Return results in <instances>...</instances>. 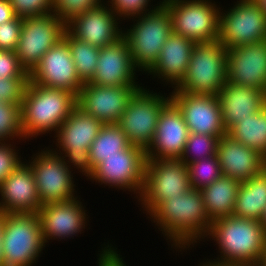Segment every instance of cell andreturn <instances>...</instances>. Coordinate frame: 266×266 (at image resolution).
Wrapping results in <instances>:
<instances>
[{
    "label": "cell",
    "instance_id": "1",
    "mask_svg": "<svg viewBox=\"0 0 266 266\" xmlns=\"http://www.w3.org/2000/svg\"><path fill=\"white\" fill-rule=\"evenodd\" d=\"M148 218L156 223L155 226L162 231L164 238L167 237L166 240L169 239L171 248L176 252L189 250L192 245L205 240L212 223L206 213L201 190L193 188L180 196L168 197Z\"/></svg>",
    "mask_w": 266,
    "mask_h": 266
},
{
    "label": "cell",
    "instance_id": "2",
    "mask_svg": "<svg viewBox=\"0 0 266 266\" xmlns=\"http://www.w3.org/2000/svg\"><path fill=\"white\" fill-rule=\"evenodd\" d=\"M218 245L220 255L207 259L219 266H257L266 252V234L259 220L233 215L218 218L211 223L206 236Z\"/></svg>",
    "mask_w": 266,
    "mask_h": 266
},
{
    "label": "cell",
    "instance_id": "3",
    "mask_svg": "<svg viewBox=\"0 0 266 266\" xmlns=\"http://www.w3.org/2000/svg\"><path fill=\"white\" fill-rule=\"evenodd\" d=\"M77 107V96L67 90L27 82L21 102V127L25 140L57 132Z\"/></svg>",
    "mask_w": 266,
    "mask_h": 266
},
{
    "label": "cell",
    "instance_id": "4",
    "mask_svg": "<svg viewBox=\"0 0 266 266\" xmlns=\"http://www.w3.org/2000/svg\"><path fill=\"white\" fill-rule=\"evenodd\" d=\"M131 19L136 22L123 31V37L128 42L135 67L146 74L172 33L168 8L161 3L155 10Z\"/></svg>",
    "mask_w": 266,
    "mask_h": 266
},
{
    "label": "cell",
    "instance_id": "5",
    "mask_svg": "<svg viewBox=\"0 0 266 266\" xmlns=\"http://www.w3.org/2000/svg\"><path fill=\"white\" fill-rule=\"evenodd\" d=\"M227 82V49L218 39L197 42L177 92L217 96Z\"/></svg>",
    "mask_w": 266,
    "mask_h": 266
},
{
    "label": "cell",
    "instance_id": "6",
    "mask_svg": "<svg viewBox=\"0 0 266 266\" xmlns=\"http://www.w3.org/2000/svg\"><path fill=\"white\" fill-rule=\"evenodd\" d=\"M102 126L97 118L76 107L55 133L57 147L52 150L59 152L71 171L74 167L89 179L93 172L89 150Z\"/></svg>",
    "mask_w": 266,
    "mask_h": 266
},
{
    "label": "cell",
    "instance_id": "7",
    "mask_svg": "<svg viewBox=\"0 0 266 266\" xmlns=\"http://www.w3.org/2000/svg\"><path fill=\"white\" fill-rule=\"evenodd\" d=\"M45 245L38 212L4 214V266L35 265Z\"/></svg>",
    "mask_w": 266,
    "mask_h": 266
},
{
    "label": "cell",
    "instance_id": "8",
    "mask_svg": "<svg viewBox=\"0 0 266 266\" xmlns=\"http://www.w3.org/2000/svg\"><path fill=\"white\" fill-rule=\"evenodd\" d=\"M191 188L187 165L181 159L146 160L139 205L149 216L168 197L180 196Z\"/></svg>",
    "mask_w": 266,
    "mask_h": 266
},
{
    "label": "cell",
    "instance_id": "9",
    "mask_svg": "<svg viewBox=\"0 0 266 266\" xmlns=\"http://www.w3.org/2000/svg\"><path fill=\"white\" fill-rule=\"evenodd\" d=\"M168 8L172 32L197 42L218 39L220 5L212 0H162Z\"/></svg>",
    "mask_w": 266,
    "mask_h": 266
},
{
    "label": "cell",
    "instance_id": "10",
    "mask_svg": "<svg viewBox=\"0 0 266 266\" xmlns=\"http://www.w3.org/2000/svg\"><path fill=\"white\" fill-rule=\"evenodd\" d=\"M149 90L144 86L139 89L117 122L130 144L145 151L154 139L162 108L171 100L165 92L163 94Z\"/></svg>",
    "mask_w": 266,
    "mask_h": 266
},
{
    "label": "cell",
    "instance_id": "11",
    "mask_svg": "<svg viewBox=\"0 0 266 266\" xmlns=\"http://www.w3.org/2000/svg\"><path fill=\"white\" fill-rule=\"evenodd\" d=\"M26 163L30 166L41 205L74 199V176L63 157L49 146L36 154Z\"/></svg>",
    "mask_w": 266,
    "mask_h": 266
},
{
    "label": "cell",
    "instance_id": "12",
    "mask_svg": "<svg viewBox=\"0 0 266 266\" xmlns=\"http://www.w3.org/2000/svg\"><path fill=\"white\" fill-rule=\"evenodd\" d=\"M146 152L144 149L130 145L118 151V155L103 158L89 177L90 181L104 184L109 188H118L136 194L139 199L144 185ZM139 196V197H138Z\"/></svg>",
    "mask_w": 266,
    "mask_h": 266
},
{
    "label": "cell",
    "instance_id": "13",
    "mask_svg": "<svg viewBox=\"0 0 266 266\" xmlns=\"http://www.w3.org/2000/svg\"><path fill=\"white\" fill-rule=\"evenodd\" d=\"M234 3L225 13L220 9V43L230 49L266 40V15L260 6L254 0H237Z\"/></svg>",
    "mask_w": 266,
    "mask_h": 266
},
{
    "label": "cell",
    "instance_id": "14",
    "mask_svg": "<svg viewBox=\"0 0 266 266\" xmlns=\"http://www.w3.org/2000/svg\"><path fill=\"white\" fill-rule=\"evenodd\" d=\"M65 30L66 24L53 12L23 19L15 52L28 74L38 65L41 57L63 39Z\"/></svg>",
    "mask_w": 266,
    "mask_h": 266
},
{
    "label": "cell",
    "instance_id": "15",
    "mask_svg": "<svg viewBox=\"0 0 266 266\" xmlns=\"http://www.w3.org/2000/svg\"><path fill=\"white\" fill-rule=\"evenodd\" d=\"M140 85L99 86L84 83L77 96V107L103 125L117 123Z\"/></svg>",
    "mask_w": 266,
    "mask_h": 266
},
{
    "label": "cell",
    "instance_id": "16",
    "mask_svg": "<svg viewBox=\"0 0 266 266\" xmlns=\"http://www.w3.org/2000/svg\"><path fill=\"white\" fill-rule=\"evenodd\" d=\"M169 95L180 109L189 133L212 135L220 138L227 135L217 96L177 92L175 89Z\"/></svg>",
    "mask_w": 266,
    "mask_h": 266
},
{
    "label": "cell",
    "instance_id": "17",
    "mask_svg": "<svg viewBox=\"0 0 266 266\" xmlns=\"http://www.w3.org/2000/svg\"><path fill=\"white\" fill-rule=\"evenodd\" d=\"M29 82L48 88L64 89L78 96L84 83L76 72L70 47L64 39L41 57L38 65L29 74Z\"/></svg>",
    "mask_w": 266,
    "mask_h": 266
},
{
    "label": "cell",
    "instance_id": "18",
    "mask_svg": "<svg viewBox=\"0 0 266 266\" xmlns=\"http://www.w3.org/2000/svg\"><path fill=\"white\" fill-rule=\"evenodd\" d=\"M120 19L106 1L99 6L73 17L66 23V30L75 38L102 48L123 37ZM120 27V28H119Z\"/></svg>",
    "mask_w": 266,
    "mask_h": 266
},
{
    "label": "cell",
    "instance_id": "19",
    "mask_svg": "<svg viewBox=\"0 0 266 266\" xmlns=\"http://www.w3.org/2000/svg\"><path fill=\"white\" fill-rule=\"evenodd\" d=\"M78 197L41 206L38 215L45 244L50 240L71 239L78 233H83L89 220H87L86 207Z\"/></svg>",
    "mask_w": 266,
    "mask_h": 266
},
{
    "label": "cell",
    "instance_id": "20",
    "mask_svg": "<svg viewBox=\"0 0 266 266\" xmlns=\"http://www.w3.org/2000/svg\"><path fill=\"white\" fill-rule=\"evenodd\" d=\"M188 135L180 109L170 100L159 115L154 139L145 151L146 159H180Z\"/></svg>",
    "mask_w": 266,
    "mask_h": 266
},
{
    "label": "cell",
    "instance_id": "21",
    "mask_svg": "<svg viewBox=\"0 0 266 266\" xmlns=\"http://www.w3.org/2000/svg\"><path fill=\"white\" fill-rule=\"evenodd\" d=\"M227 82L266 93V40L227 49Z\"/></svg>",
    "mask_w": 266,
    "mask_h": 266
},
{
    "label": "cell",
    "instance_id": "22",
    "mask_svg": "<svg viewBox=\"0 0 266 266\" xmlns=\"http://www.w3.org/2000/svg\"><path fill=\"white\" fill-rule=\"evenodd\" d=\"M127 40L122 37L99 50L95 74L89 83L99 86L139 85Z\"/></svg>",
    "mask_w": 266,
    "mask_h": 266
},
{
    "label": "cell",
    "instance_id": "23",
    "mask_svg": "<svg viewBox=\"0 0 266 266\" xmlns=\"http://www.w3.org/2000/svg\"><path fill=\"white\" fill-rule=\"evenodd\" d=\"M0 213H36L41 208L35 178L23 161L0 184Z\"/></svg>",
    "mask_w": 266,
    "mask_h": 266
},
{
    "label": "cell",
    "instance_id": "24",
    "mask_svg": "<svg viewBox=\"0 0 266 266\" xmlns=\"http://www.w3.org/2000/svg\"><path fill=\"white\" fill-rule=\"evenodd\" d=\"M217 157L222 175L239 182L260 174L266 168V157L260 152L234 141L230 136L220 138Z\"/></svg>",
    "mask_w": 266,
    "mask_h": 266
},
{
    "label": "cell",
    "instance_id": "25",
    "mask_svg": "<svg viewBox=\"0 0 266 266\" xmlns=\"http://www.w3.org/2000/svg\"><path fill=\"white\" fill-rule=\"evenodd\" d=\"M194 46L193 40L172 32L157 61L146 73L175 89L185 77Z\"/></svg>",
    "mask_w": 266,
    "mask_h": 266
},
{
    "label": "cell",
    "instance_id": "26",
    "mask_svg": "<svg viewBox=\"0 0 266 266\" xmlns=\"http://www.w3.org/2000/svg\"><path fill=\"white\" fill-rule=\"evenodd\" d=\"M222 121L228 132L240 119L259 112L266 105V93L260 89L226 82L217 95Z\"/></svg>",
    "mask_w": 266,
    "mask_h": 266
},
{
    "label": "cell",
    "instance_id": "27",
    "mask_svg": "<svg viewBox=\"0 0 266 266\" xmlns=\"http://www.w3.org/2000/svg\"><path fill=\"white\" fill-rule=\"evenodd\" d=\"M241 182L221 175L201 189L206 213L211 221L232 215Z\"/></svg>",
    "mask_w": 266,
    "mask_h": 266
},
{
    "label": "cell",
    "instance_id": "28",
    "mask_svg": "<svg viewBox=\"0 0 266 266\" xmlns=\"http://www.w3.org/2000/svg\"><path fill=\"white\" fill-rule=\"evenodd\" d=\"M266 208V168L241 182L237 192L233 216L260 220Z\"/></svg>",
    "mask_w": 266,
    "mask_h": 266
},
{
    "label": "cell",
    "instance_id": "29",
    "mask_svg": "<svg viewBox=\"0 0 266 266\" xmlns=\"http://www.w3.org/2000/svg\"><path fill=\"white\" fill-rule=\"evenodd\" d=\"M227 135L266 157V105L259 112L240 119Z\"/></svg>",
    "mask_w": 266,
    "mask_h": 266
},
{
    "label": "cell",
    "instance_id": "30",
    "mask_svg": "<svg viewBox=\"0 0 266 266\" xmlns=\"http://www.w3.org/2000/svg\"><path fill=\"white\" fill-rule=\"evenodd\" d=\"M130 145L127 135L117 123L104 124L89 150L93 169L103 162V158L118 155V151L125 150Z\"/></svg>",
    "mask_w": 266,
    "mask_h": 266
},
{
    "label": "cell",
    "instance_id": "31",
    "mask_svg": "<svg viewBox=\"0 0 266 266\" xmlns=\"http://www.w3.org/2000/svg\"><path fill=\"white\" fill-rule=\"evenodd\" d=\"M63 39L68 43L76 72L83 83L90 82L95 74L100 48L73 37L67 30Z\"/></svg>",
    "mask_w": 266,
    "mask_h": 266
},
{
    "label": "cell",
    "instance_id": "32",
    "mask_svg": "<svg viewBox=\"0 0 266 266\" xmlns=\"http://www.w3.org/2000/svg\"><path fill=\"white\" fill-rule=\"evenodd\" d=\"M186 165L190 184L193 189L201 190L222 175L217 154Z\"/></svg>",
    "mask_w": 266,
    "mask_h": 266
},
{
    "label": "cell",
    "instance_id": "33",
    "mask_svg": "<svg viewBox=\"0 0 266 266\" xmlns=\"http://www.w3.org/2000/svg\"><path fill=\"white\" fill-rule=\"evenodd\" d=\"M220 137L189 133L181 160L185 164L216 155Z\"/></svg>",
    "mask_w": 266,
    "mask_h": 266
},
{
    "label": "cell",
    "instance_id": "34",
    "mask_svg": "<svg viewBox=\"0 0 266 266\" xmlns=\"http://www.w3.org/2000/svg\"><path fill=\"white\" fill-rule=\"evenodd\" d=\"M23 140L21 104L0 102V141Z\"/></svg>",
    "mask_w": 266,
    "mask_h": 266
},
{
    "label": "cell",
    "instance_id": "35",
    "mask_svg": "<svg viewBox=\"0 0 266 266\" xmlns=\"http://www.w3.org/2000/svg\"><path fill=\"white\" fill-rule=\"evenodd\" d=\"M103 2L104 0H54L52 12L66 24L73 17L85 13Z\"/></svg>",
    "mask_w": 266,
    "mask_h": 266
},
{
    "label": "cell",
    "instance_id": "36",
    "mask_svg": "<svg viewBox=\"0 0 266 266\" xmlns=\"http://www.w3.org/2000/svg\"><path fill=\"white\" fill-rule=\"evenodd\" d=\"M150 2L151 0H108L106 4L119 19H122L120 21H123V19L128 20L130 18L129 20H131L135 16L144 15L149 11L155 10L162 3V1L157 2V6L155 4L151 8Z\"/></svg>",
    "mask_w": 266,
    "mask_h": 266
},
{
    "label": "cell",
    "instance_id": "37",
    "mask_svg": "<svg viewBox=\"0 0 266 266\" xmlns=\"http://www.w3.org/2000/svg\"><path fill=\"white\" fill-rule=\"evenodd\" d=\"M53 2L54 0H10L15 16L22 19L52 13Z\"/></svg>",
    "mask_w": 266,
    "mask_h": 266
},
{
    "label": "cell",
    "instance_id": "38",
    "mask_svg": "<svg viewBox=\"0 0 266 266\" xmlns=\"http://www.w3.org/2000/svg\"><path fill=\"white\" fill-rule=\"evenodd\" d=\"M10 143V144H9ZM14 142L0 141V184L12 173L21 163L19 150L16 151Z\"/></svg>",
    "mask_w": 266,
    "mask_h": 266
},
{
    "label": "cell",
    "instance_id": "39",
    "mask_svg": "<svg viewBox=\"0 0 266 266\" xmlns=\"http://www.w3.org/2000/svg\"><path fill=\"white\" fill-rule=\"evenodd\" d=\"M29 78L0 79V102L21 104Z\"/></svg>",
    "mask_w": 266,
    "mask_h": 266
},
{
    "label": "cell",
    "instance_id": "40",
    "mask_svg": "<svg viewBox=\"0 0 266 266\" xmlns=\"http://www.w3.org/2000/svg\"><path fill=\"white\" fill-rule=\"evenodd\" d=\"M29 78L15 51L0 49V79Z\"/></svg>",
    "mask_w": 266,
    "mask_h": 266
},
{
    "label": "cell",
    "instance_id": "41",
    "mask_svg": "<svg viewBox=\"0 0 266 266\" xmlns=\"http://www.w3.org/2000/svg\"><path fill=\"white\" fill-rule=\"evenodd\" d=\"M22 18L14 17L12 20L0 25V49L15 51L18 46L22 28Z\"/></svg>",
    "mask_w": 266,
    "mask_h": 266
},
{
    "label": "cell",
    "instance_id": "42",
    "mask_svg": "<svg viewBox=\"0 0 266 266\" xmlns=\"http://www.w3.org/2000/svg\"><path fill=\"white\" fill-rule=\"evenodd\" d=\"M101 250L98 254V266H127L121 257L122 255L118 254L117 248L113 245L104 243Z\"/></svg>",
    "mask_w": 266,
    "mask_h": 266
},
{
    "label": "cell",
    "instance_id": "43",
    "mask_svg": "<svg viewBox=\"0 0 266 266\" xmlns=\"http://www.w3.org/2000/svg\"><path fill=\"white\" fill-rule=\"evenodd\" d=\"M15 17L10 0H0V25Z\"/></svg>",
    "mask_w": 266,
    "mask_h": 266
},
{
    "label": "cell",
    "instance_id": "44",
    "mask_svg": "<svg viewBox=\"0 0 266 266\" xmlns=\"http://www.w3.org/2000/svg\"><path fill=\"white\" fill-rule=\"evenodd\" d=\"M3 229H4V213H0V266H4L3 255H2Z\"/></svg>",
    "mask_w": 266,
    "mask_h": 266
},
{
    "label": "cell",
    "instance_id": "45",
    "mask_svg": "<svg viewBox=\"0 0 266 266\" xmlns=\"http://www.w3.org/2000/svg\"><path fill=\"white\" fill-rule=\"evenodd\" d=\"M259 221H260V224L262 225L263 230L266 234V208H265V211L263 212V215Z\"/></svg>",
    "mask_w": 266,
    "mask_h": 266
},
{
    "label": "cell",
    "instance_id": "46",
    "mask_svg": "<svg viewBox=\"0 0 266 266\" xmlns=\"http://www.w3.org/2000/svg\"><path fill=\"white\" fill-rule=\"evenodd\" d=\"M266 15V0H254Z\"/></svg>",
    "mask_w": 266,
    "mask_h": 266
},
{
    "label": "cell",
    "instance_id": "47",
    "mask_svg": "<svg viewBox=\"0 0 266 266\" xmlns=\"http://www.w3.org/2000/svg\"><path fill=\"white\" fill-rule=\"evenodd\" d=\"M257 266H266V252L263 255V257L260 259V261L258 262Z\"/></svg>",
    "mask_w": 266,
    "mask_h": 266
},
{
    "label": "cell",
    "instance_id": "48",
    "mask_svg": "<svg viewBox=\"0 0 266 266\" xmlns=\"http://www.w3.org/2000/svg\"><path fill=\"white\" fill-rule=\"evenodd\" d=\"M199 266H219V265H214V264H209V263H207V262H201L200 264H199Z\"/></svg>",
    "mask_w": 266,
    "mask_h": 266
}]
</instances>
